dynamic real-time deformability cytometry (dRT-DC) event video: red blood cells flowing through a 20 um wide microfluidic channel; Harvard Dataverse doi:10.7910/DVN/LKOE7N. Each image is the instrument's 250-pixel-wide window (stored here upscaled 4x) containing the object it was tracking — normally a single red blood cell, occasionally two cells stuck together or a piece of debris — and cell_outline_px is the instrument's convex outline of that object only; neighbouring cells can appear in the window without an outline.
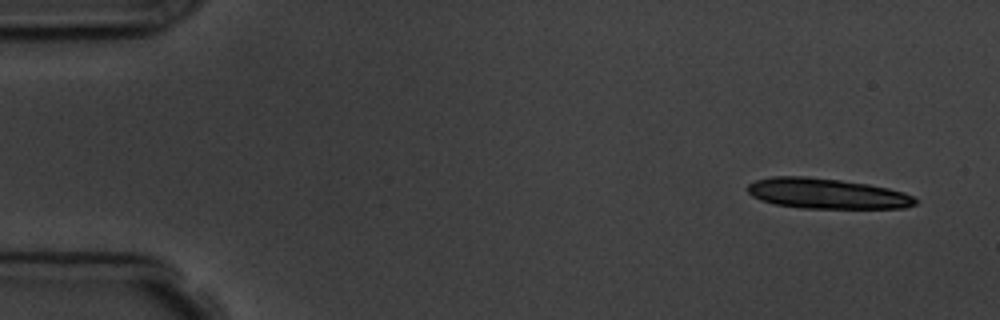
{"species": "common noctule bat (a hibernating species)", "species_latin": "Nyctalus noctula", "temperature_condition": "room temperature", "stored_images_in_passage": 4, "camera_frame_rate_fps": 3000, "um_per_image_px": 0.085, "animal": {"sex": "male", "body_mass_g": 19.5, "forearm_length_mm": 54.6}, "frame": {"image": 1, "passage_image": 1, "time_ms": 0.0, "image_size_px": [1000, 320], "cell_outline_px": [[920, 200], [916, 204], [904, 208], [804, 208], [776, 204], [760, 200], [752, 196], [748, 192], [748, 184], [756, 180], [772, 176], [804, 176], [840, 180], [868, 184], [888, 188], [904, 192]], "centroid_in_image_um": [70.3, 16.45], "position_along_channel_um": 14.7, "area_um2": 29.65}}